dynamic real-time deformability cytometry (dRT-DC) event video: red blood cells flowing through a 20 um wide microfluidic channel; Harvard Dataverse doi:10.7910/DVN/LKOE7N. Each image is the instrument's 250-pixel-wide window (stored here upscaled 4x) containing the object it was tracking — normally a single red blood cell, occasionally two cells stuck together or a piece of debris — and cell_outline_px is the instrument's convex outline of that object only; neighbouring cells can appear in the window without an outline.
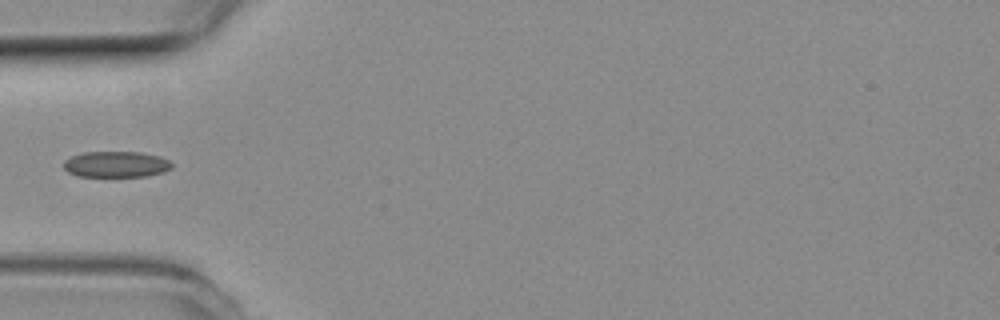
{"species": "common noctule bat (a hibernating species)", "species_latin": "Nyctalus noctula", "temperature_condition": "room temperature", "stored_images_in_passage": 37, "camera_frame_rate_fps": 3000, "um_per_image_px": 0.085, "animal": {"sex": "female", "body_mass_g": 19.3, "forearm_length_mm": 54.1}, "frame": {"image": 1, "passage_image": 1, "time_ms": 0.0, "image_size_px": [1000, 320], "cell_outline_px": [[172, 168], [164, 172], [148, 176], [76, 176], [68, 172], [64, 168], [64, 160], [72, 156], [84, 152], [140, 152], [160, 156], [168, 160], [172, 164]], "centroid_in_image_um": [9.88, 13.96], "position_along_channel_um": 75.1, "area_um2": 16.42}}
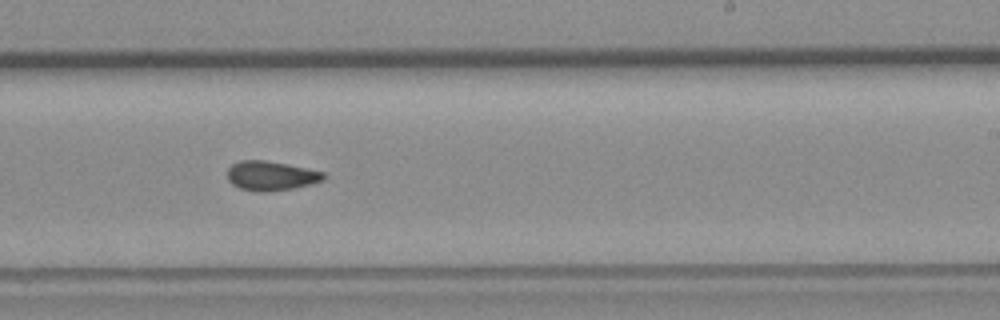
{"frame": {"image": 2, "passage_image": 16, "time_ms": 5.0, "image_size_px": [1000, 320], "cell_outline_px": [[324, 180], [312, 184], [292, 188], [264, 192], [256, 192], [240, 188], [232, 184], [228, 180], [228, 168], [232, 164], [240, 160], [264, 160], [288, 164], [324, 172]], "centroid_in_image_um": [23.02, 14.94], "position_along_channel_um": 266.0, "area_um2": 16.47}}
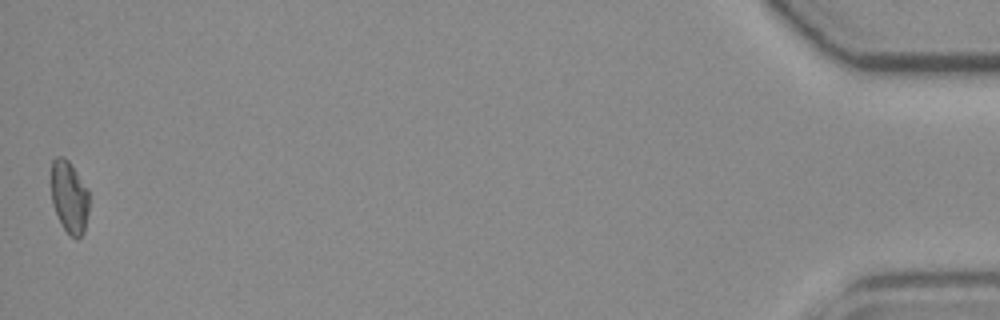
{"frame": {"image": 3, "passage_image": 37, "time_ms": 12.0, "image_size_px": [1000, 320], "cell_outline_px": [[88, 212], [84, 232], [76, 240], [64, 228], [52, 204], [52, 160], [56, 156], [64, 156], [68, 160], [88, 188]], "centroid_in_image_um": [5.9, 16.72], "position_along_channel_um": 429.3, "area_um2": 15.78}}